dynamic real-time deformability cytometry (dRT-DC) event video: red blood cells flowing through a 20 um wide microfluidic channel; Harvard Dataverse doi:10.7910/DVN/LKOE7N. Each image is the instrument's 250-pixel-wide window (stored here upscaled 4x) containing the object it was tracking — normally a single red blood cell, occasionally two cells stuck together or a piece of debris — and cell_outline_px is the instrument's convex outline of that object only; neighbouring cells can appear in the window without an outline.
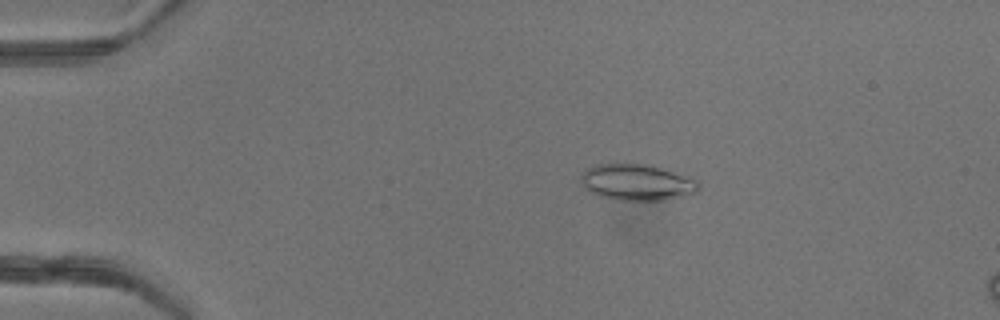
{"species": "common noctule bat (a hibernating species)", "species_latin": "Nyctalus noctula", "temperature_condition": "warm", "stored_images_in_passage": 51, "camera_frame_rate_fps": 3000, "um_per_image_px": 0.085, "animal": {"sex": "female"}, "frame": {"image": 1, "passage_image": 11, "time_ms": 3.333, "image_size_px": [1000, 320], "cell_outline_px": [[700, 188], [696, 192], [680, 196], [660, 200], [616, 200], [596, 196], [588, 192], [584, 188], [580, 180], [580, 176], [588, 168], [596, 164], [648, 164], [688, 176], [696, 180], [700, 184]], "centroid_in_image_um": [54.09, 15.5], "position_along_channel_um": 30.9, "area_um2": 24.91}}
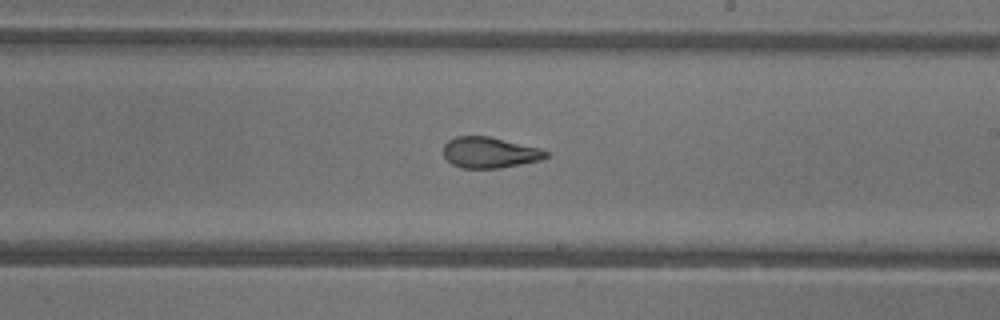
{"frame": {"image": 2, "passage_image": 31, "time_ms": 10.0, "image_size_px": [1000, 320], "cell_outline_px": [[548, 156], [540, 160], [500, 168], [460, 168], [452, 164], [444, 156], [444, 144], [448, 140], [456, 136], [488, 136], [540, 148], [548, 152]], "centroid_in_image_um": [41.6, 12.96], "position_along_channel_um": 247.4, "area_um2": 18.38}}
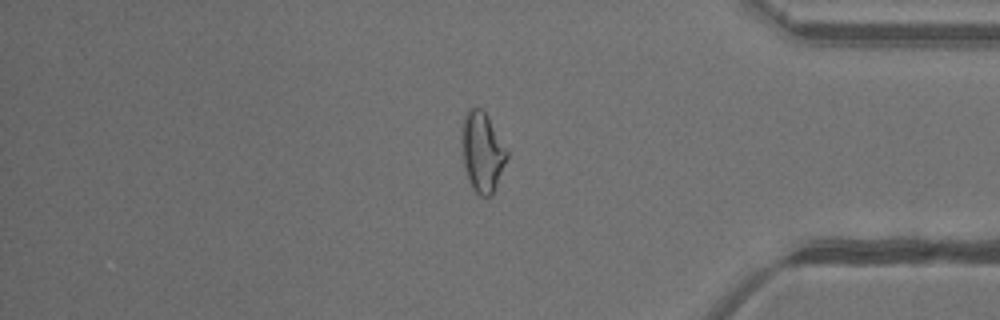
{"frame": {"image": 3, "passage_image": 43, "time_ms": 14.0, "image_size_px": [1000, 320], "cell_outline_px": [[508, 156], [492, 196], [480, 196], [472, 188], [468, 180], [464, 168], [460, 140], [460, 128], [464, 116], [468, 108], [472, 104], [480, 108], [488, 116], [508, 152]], "centroid_in_image_um": [40.94, 12.87], "position_along_channel_um": 394.3, "area_um2": 21.44}, "authors_computed_cell_mechanics": {"area_um2": 21.8484, "velocity_mm_per_s": 4.2361, "shape_relaxation_time_tau1_ms": null, "shape_relaxation_time_tau2_ms": 1.7083, "deformation_change_tau1": null, "deformation_change_tau2": 0.0865}}